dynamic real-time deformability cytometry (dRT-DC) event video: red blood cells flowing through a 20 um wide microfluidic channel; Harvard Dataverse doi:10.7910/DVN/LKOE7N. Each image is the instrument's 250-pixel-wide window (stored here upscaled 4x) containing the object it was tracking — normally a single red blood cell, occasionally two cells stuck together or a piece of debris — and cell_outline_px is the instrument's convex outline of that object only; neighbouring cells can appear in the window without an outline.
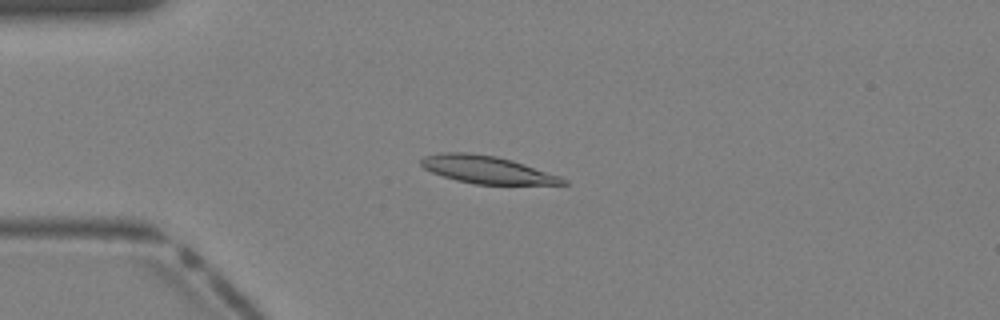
{"species": "Egyptian fruit bat (a non-hibernating species)", "species_latin": "Rousettus aegyptiacus", "temperature_condition": "warm", "stored_images_in_passage": 41, "camera_frame_rate_fps": 3000, "um_per_image_px": 0.085, "animal": {"sex": "female"}, "frame": {"image": 1, "passage_image": 11, "time_ms": 3.333, "image_size_px": [1000, 320], "cell_outline_px": [[568, 184], [476, 184], [456, 180], [432, 172], [424, 168], [420, 164], [420, 160], [424, 156], [440, 152], [468, 152], [496, 156], [512, 160], [560, 176], [568, 180]], "centroid_in_image_um": [41.37, 14.41], "position_along_channel_um": 43.6, "area_um2": 22.66}}
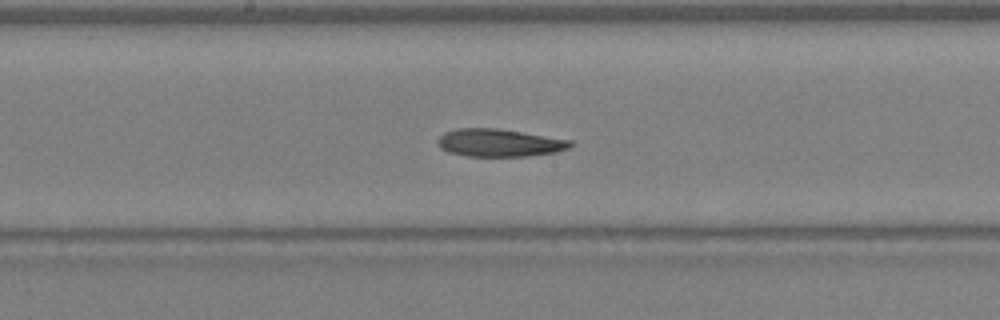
{"frame": {"image": 2, "passage_image": 22, "time_ms": 7.0, "image_size_px": [1000, 320], "cell_outline_px": [[572, 144], [568, 148], [556, 152], [524, 156], [468, 156], [448, 152], [440, 148], [436, 144], [436, 140], [444, 132], [456, 128], [496, 128], [572, 140]], "centroid_in_image_um": [42.38, 12.13], "position_along_channel_um": 205.8, "area_um2": 21.39}}
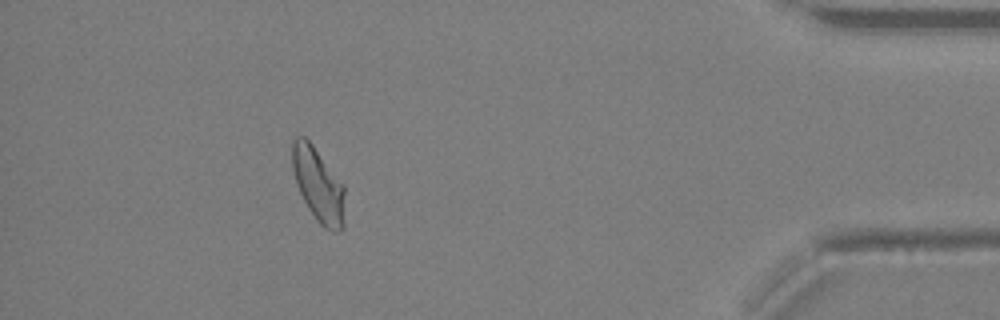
{"frame": {"image": 3, "passage_image": 37, "time_ms": 12.0, "image_size_px": [1000, 320], "cell_outline_px": [[344, 228], [332, 232], [324, 228], [316, 220], [308, 208], [296, 184], [292, 168], [292, 140], [296, 136], [304, 136], [312, 144], [344, 184]], "centroid_in_image_um": [27.05, 15.72], "position_along_channel_um": 408.1, "area_um2": 22.77}}